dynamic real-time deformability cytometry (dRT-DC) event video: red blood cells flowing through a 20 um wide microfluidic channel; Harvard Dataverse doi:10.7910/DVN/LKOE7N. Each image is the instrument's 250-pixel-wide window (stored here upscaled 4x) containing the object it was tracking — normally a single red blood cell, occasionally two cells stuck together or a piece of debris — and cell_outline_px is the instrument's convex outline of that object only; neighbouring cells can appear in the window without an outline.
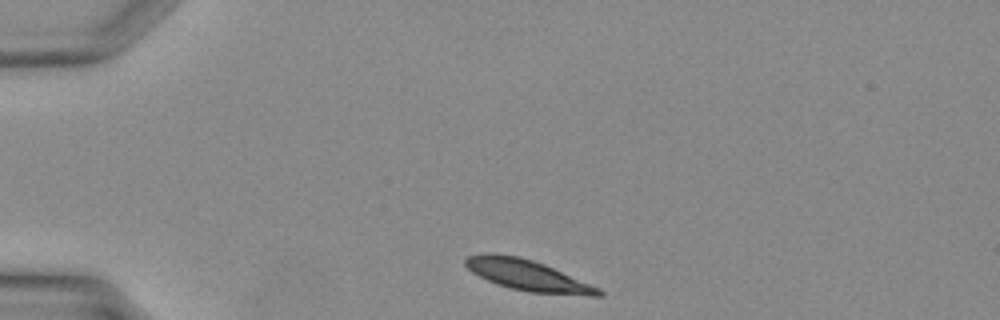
{"species": "Egyptian fruit bat (a non-hibernating species)", "species_latin": "Rousettus aegyptiacus", "temperature_condition": "warm", "stored_images_in_passage": 30, "camera_frame_rate_fps": 3000, "um_per_image_px": 0.085, "animal": {"sex": "female"}, "frame": {"image": 1, "passage_image": 1, "time_ms": 0.0, "image_size_px": [1000, 320], "cell_outline_px": [[604, 296], [592, 296], [528, 292], [496, 284], [472, 272], [464, 264], [464, 260], [468, 256], [484, 252], [488, 252], [520, 256], [544, 264], [600, 288], [604, 292]], "centroid_in_image_um": [44.85, 23.39], "position_along_channel_um": 40.2, "area_um2": 23.93}}
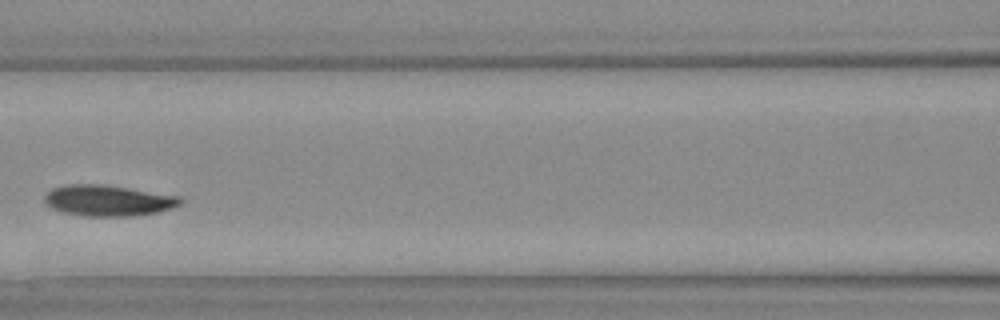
{"frame": {"image": 2, "passage_image": 10, "time_ms": 3.0, "image_size_px": [1000, 320], "cell_outline_px": [[184, 200], [180, 204], [172, 208], [156, 212], [132, 216], [84, 216], [64, 212], [52, 208], [44, 200], [44, 196], [52, 188], [64, 184], [104, 184], [180, 196]], "centroid_in_image_um": [9.19, 17.03], "position_along_channel_um": 157.4, "area_um2": 24.51}}
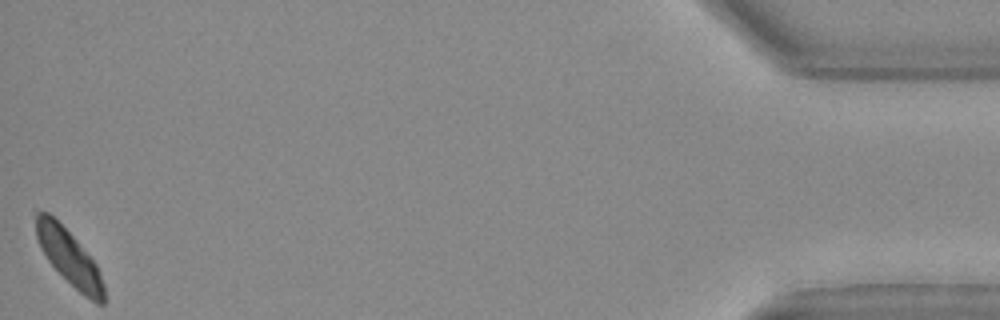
{"frame": {"image": 3, "passage_image": 30, "time_ms": 9.667, "image_size_px": [1000, 320], "cell_outline_px": [[104, 304], [96, 304], [84, 296], [48, 260], [40, 248], [36, 236], [36, 212], [48, 212], [76, 240], [96, 264], [104, 284]], "centroid_in_image_um": [5.89, 21.9], "position_along_channel_um": 429.3, "area_um2": 21.21}}